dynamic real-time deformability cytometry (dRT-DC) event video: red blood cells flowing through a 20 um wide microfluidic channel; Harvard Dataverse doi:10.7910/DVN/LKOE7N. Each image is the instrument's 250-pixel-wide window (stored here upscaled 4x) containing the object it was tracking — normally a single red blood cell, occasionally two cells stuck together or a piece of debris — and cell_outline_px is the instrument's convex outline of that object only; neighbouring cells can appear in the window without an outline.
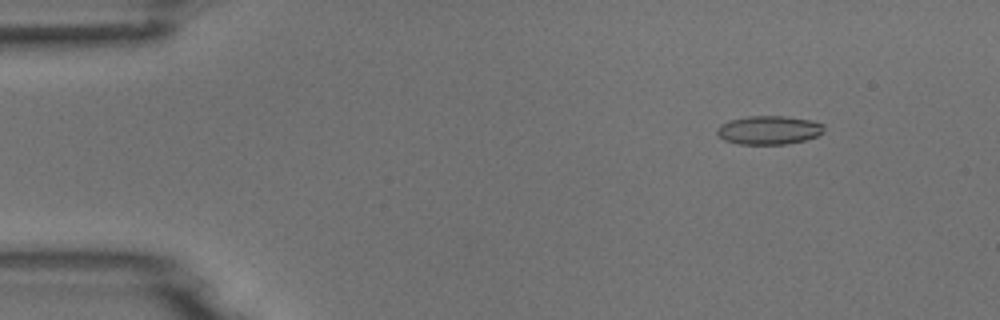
{"species": "common noctule bat (a hibernating species)", "species_latin": "Nyctalus noctula", "temperature_condition": "room temperature", "stored_images_in_passage": 4, "camera_frame_rate_fps": 3000, "um_per_image_px": 0.085, "animal": {"sex": "male", "body_mass_g": 18.8}, "frame": {"image": 1, "passage_image": 2, "time_ms": 0.333, "image_size_px": [1000, 320], "cell_outline_px": [[824, 132], [816, 136], [804, 140], [784, 144], [736, 144], [724, 140], [716, 132], [716, 128], [720, 124], [728, 120], [748, 116], [784, 116], [812, 120], [824, 124]], "centroid_in_image_um": [65.33, 11.05], "position_along_channel_um": 19.7, "area_um2": 17.98}}
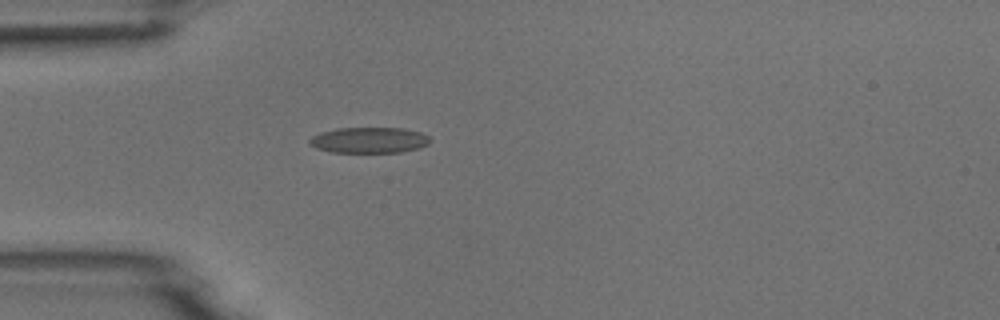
{"frame": {"image": 2, "passage_image": 4, "time_ms": 1.0, "image_size_px": [1000, 320], "cell_outline_px": [[432, 140], [428, 144], [420, 148], [400, 152], [332, 152], [316, 148], [308, 144], [308, 140], [312, 136], [320, 132], [336, 128], [404, 128], [420, 132], [428, 136]], "centroid_in_image_um": [31.37, 11.91], "position_along_channel_um": 53.6, "area_um2": 18.26}}